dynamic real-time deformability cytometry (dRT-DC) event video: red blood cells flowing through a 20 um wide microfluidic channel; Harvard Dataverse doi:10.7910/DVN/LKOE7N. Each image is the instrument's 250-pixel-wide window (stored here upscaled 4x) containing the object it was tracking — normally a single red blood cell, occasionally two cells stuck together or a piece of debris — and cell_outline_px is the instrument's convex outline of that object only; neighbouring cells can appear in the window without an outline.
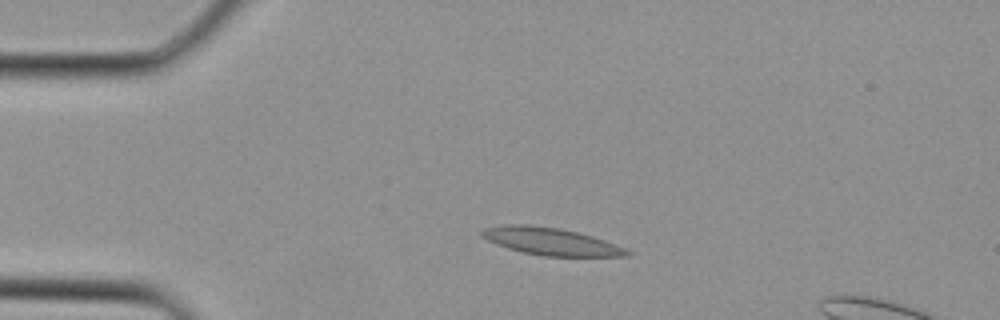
{"species": "Egyptian fruit bat (a non-hibernating species)", "species_latin": "Rousettus aegyptiacus", "temperature_condition": "cold", "stored_images_in_passage": 2, "camera_frame_rate_fps": 3000, "um_per_image_px": 0.085, "animal": {"sex": "female"}, "frame": {"image": 1, "passage_image": 1, "time_ms": 0.0, "image_size_px": [1000, 320], "cell_outline_px": [[632, 252], [628, 256], [544, 256], [520, 252], [496, 244], [480, 236], [480, 232], [484, 228], [504, 224], [528, 224], [560, 228], [592, 236], [604, 240], [624, 248]], "centroid_in_image_um": [46.77, 20.51], "position_along_channel_um": 38.2, "area_um2": 23.12}}